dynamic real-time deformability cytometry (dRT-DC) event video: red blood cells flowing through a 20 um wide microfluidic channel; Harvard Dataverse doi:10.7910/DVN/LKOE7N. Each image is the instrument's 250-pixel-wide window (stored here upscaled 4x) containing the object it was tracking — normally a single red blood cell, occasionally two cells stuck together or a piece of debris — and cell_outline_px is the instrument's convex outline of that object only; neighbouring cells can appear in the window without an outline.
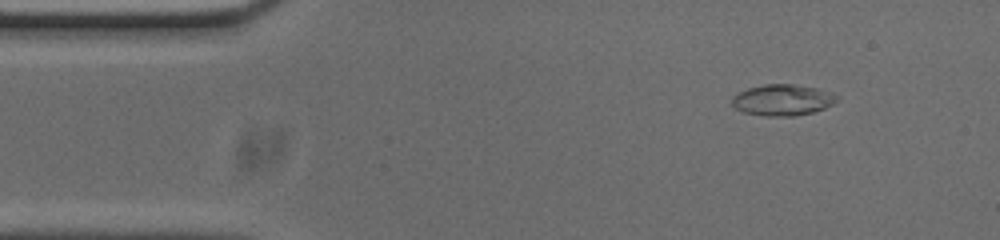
{"species": "common noctule bat (a hibernating species)", "species_latin": "Nyctalus noctula", "temperature_condition": "cold", "stored_images_in_passage": 51, "camera_frame_rate_fps": 3000, "um_per_image_px": 0.085, "animal": {"sex": "male", "body_mass_g": 20.0, "forearm_length_mm": 53.3}, "frame": {"image": 1, "passage_image": 6, "time_ms": 1.667, "image_size_px": [1000, 240], "cell_outline_px": [[836, 100], [832, 104], [824, 108], [812, 112], [792, 116], [764, 116], [744, 112], [736, 108], [732, 104], [732, 96], [748, 88], [764, 84], [792, 84], [816, 88], [832, 92], [836, 96]], "centroid_in_image_um": [66.49, 8.49], "position_along_channel_um": 18.5, "area_um2": 18.84}}
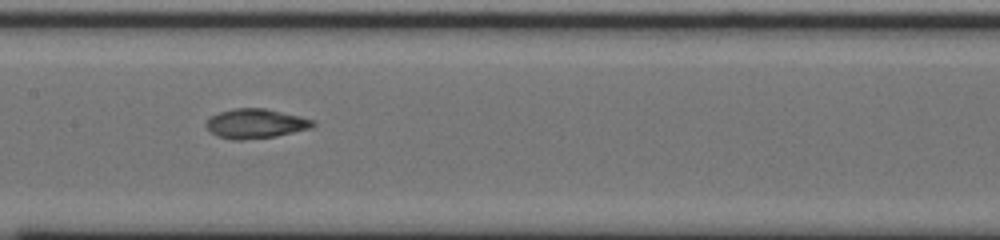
{"frame": {"image": 2, "passage_image": 25, "time_ms": 8.0, "image_size_px": [1000, 240], "cell_outline_px": [[316, 124], [312, 128], [276, 136], [244, 140], [232, 140], [216, 136], [204, 124], [212, 116], [220, 112], [232, 108], [264, 108], [300, 116], [316, 120]], "centroid_in_image_um": [21.75, 10.51], "position_along_channel_um": 185.6, "area_um2": 18.44}}
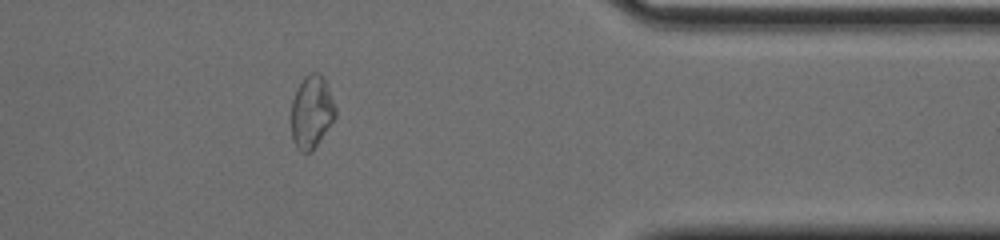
{"frame": {"image": 3, "passage_image": 43, "time_ms": 14.0, "image_size_px": [1000, 240], "cell_outline_px": [[336, 116], [312, 152], [300, 152], [296, 148], [292, 140], [292, 100], [304, 76], [312, 72], [320, 72], [328, 88], [336, 108]], "centroid_in_image_um": [26.48, 9.54], "position_along_channel_um": 384.9, "area_um2": 18.55}, "authors_computed_cell_mechanics": {"area_um2": 18.4382, "velocity_mm_per_s": 3.7356, "shape_relaxation_time_tau1_ms": null, "shape_relaxation_time_tau2_ms": 1.9734, "deformation_change_tau1": null, "deformation_change_tau2": 0.0508}}